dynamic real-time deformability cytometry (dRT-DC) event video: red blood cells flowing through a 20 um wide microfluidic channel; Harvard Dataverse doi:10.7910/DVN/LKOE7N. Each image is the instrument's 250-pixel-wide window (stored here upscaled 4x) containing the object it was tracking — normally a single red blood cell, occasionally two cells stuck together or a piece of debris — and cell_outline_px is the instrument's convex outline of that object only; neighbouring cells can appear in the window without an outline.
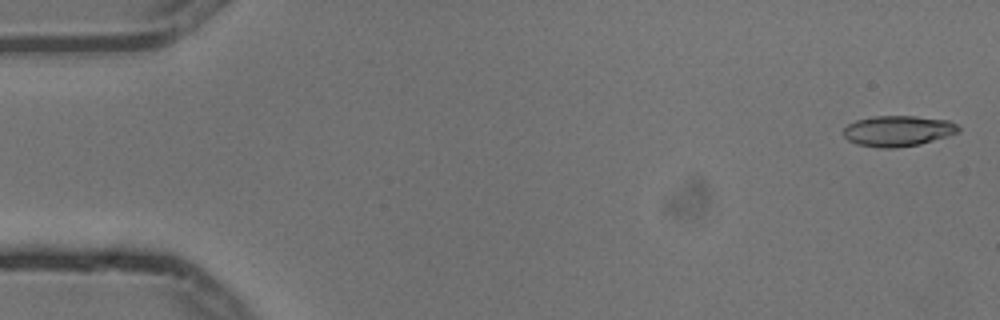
{"species": "common noctule bat (a hibernating species)", "species_latin": "Nyctalus noctula", "temperature_condition": "cold", "stored_images_in_passage": 5, "camera_frame_rate_fps": 3000, "um_per_image_px": 0.085, "animal": {"sex": "male", "body_mass_g": 13.3}, "frame": {"image": 1, "passage_image": 1, "time_ms": 0.0, "image_size_px": [1000, 320], "cell_outline_px": [[960, 132], [948, 136], [920, 144], [896, 148], [880, 148], [856, 144], [848, 140], [844, 136], [844, 128], [848, 124], [856, 120], [876, 116], [916, 116], [948, 120], [956, 124], [960, 128]], "centroid_in_image_um": [76.34, 11.13], "position_along_channel_um": 8.7, "area_um2": 20.63}}
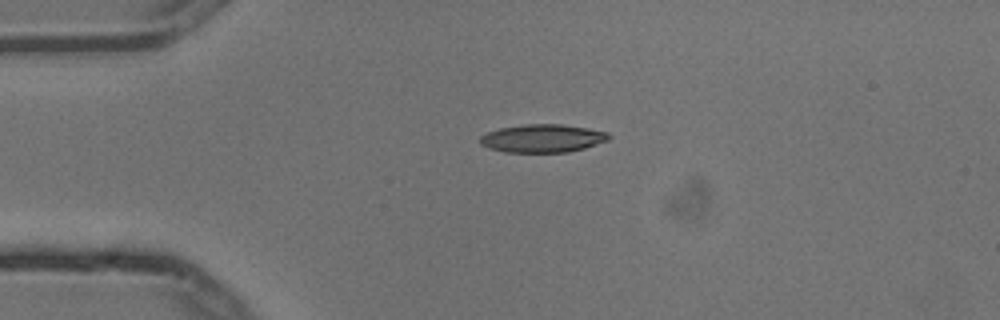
{"frame": {"image": 2, "passage_image": 4, "time_ms": 1.0, "image_size_px": [1000, 320], "cell_outline_px": [[612, 136], [608, 140], [584, 148], [568, 152], [504, 152], [488, 148], [480, 144], [480, 136], [488, 132], [500, 128], [524, 124], [560, 124], [588, 128], [608, 132]], "centroid_in_image_um": [46.12, 11.76], "position_along_channel_um": 38.9, "area_um2": 21.1}}